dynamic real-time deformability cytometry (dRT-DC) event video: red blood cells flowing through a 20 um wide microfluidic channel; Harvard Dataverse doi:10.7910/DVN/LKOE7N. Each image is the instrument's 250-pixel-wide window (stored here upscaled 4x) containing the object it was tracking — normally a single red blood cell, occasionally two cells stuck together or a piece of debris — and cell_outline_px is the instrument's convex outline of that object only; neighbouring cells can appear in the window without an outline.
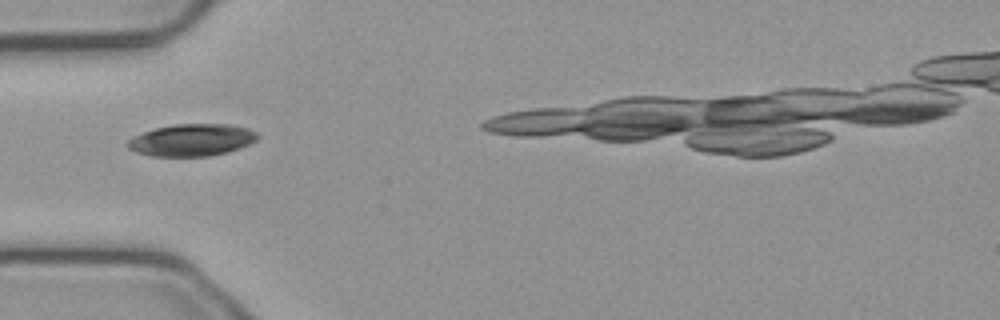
{"species": "common noctule bat (a hibernating species)", "species_latin": "Nyctalus noctula", "temperature_condition": "cold", "stored_images_in_passage": 14, "camera_frame_rate_fps": 3000, "um_per_image_px": 0.085, "animal": {"sex": "male", "body_mass_g": 23.1, "forearm_length_mm": 52.7}, "frame": {"image": 1, "passage_image": 1, "time_ms": 0.0, "image_size_px": [1000, 320], "cell_outline_px": [[260, 136], [252, 144], [228, 152], [208, 156], [152, 156], [136, 152], [128, 148], [124, 144], [132, 136], [156, 128], [176, 124], [228, 124], [248, 128], [256, 132]], "centroid_in_image_um": [16.31, 11.9], "position_along_channel_um": 68.7, "area_um2": 24.45}}
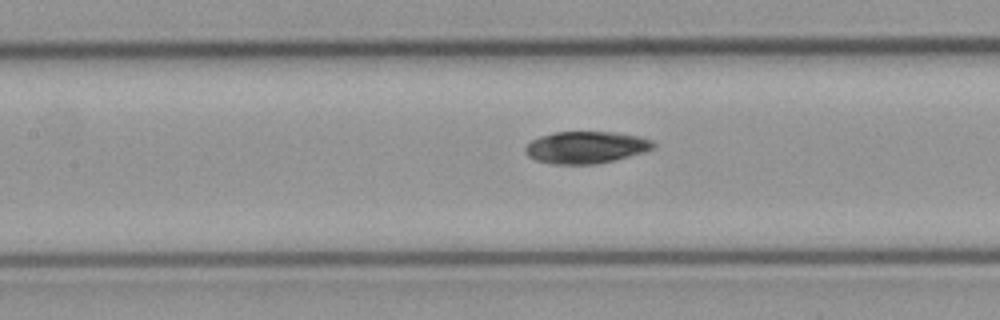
{"frame": {"image": 2, "passage_image": 8, "time_ms": 2.333, "image_size_px": [1000, 320], "cell_outline_px": [[656, 148], [644, 152], [596, 164], [552, 164], [536, 160], [528, 156], [524, 152], [524, 148], [532, 140], [540, 136], [556, 132], [616, 132], [640, 136], [652, 140], [656, 144]], "centroid_in_image_um": [49.82, 12.52], "position_along_channel_um": 157.6, "area_um2": 23.93}}
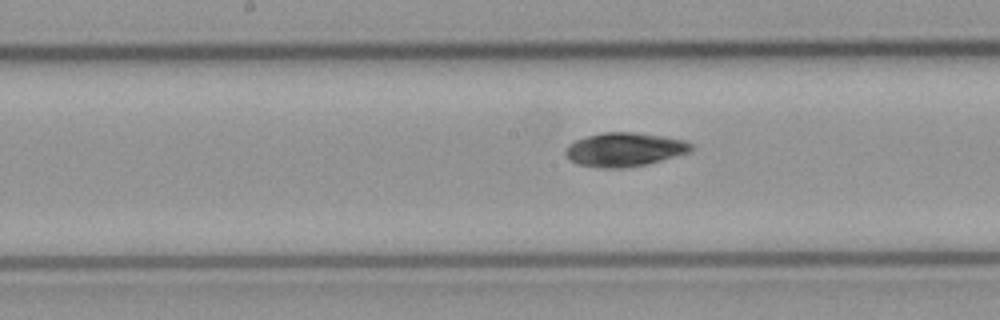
{"frame": {"image": 3, "passage_image": 11, "time_ms": 3.333, "image_size_px": [1000, 320], "cell_outline_px": [[692, 152], [644, 164], [620, 168], [604, 168], [580, 164], [572, 160], [564, 152], [564, 148], [568, 144], [576, 140], [588, 136], [604, 132], [632, 132], [660, 136], [684, 140], [692, 144]], "centroid_in_image_um": [53.08, 12.7], "position_along_channel_um": 195.1, "area_um2": 24.33}}